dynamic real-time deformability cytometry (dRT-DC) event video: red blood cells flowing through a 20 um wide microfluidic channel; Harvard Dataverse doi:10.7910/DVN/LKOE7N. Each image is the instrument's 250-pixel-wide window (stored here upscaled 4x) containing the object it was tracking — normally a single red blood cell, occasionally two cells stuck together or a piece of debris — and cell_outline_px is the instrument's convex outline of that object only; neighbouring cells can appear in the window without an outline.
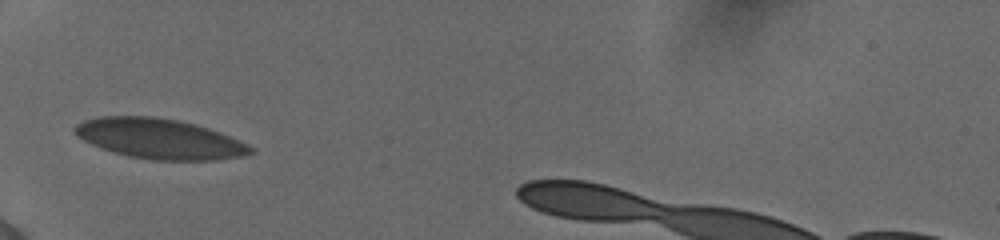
{"species": "human", "species_latin": "Homo sapiens", "temperature_condition": "cold", "stored_images_in_passage": 34, "camera_frame_rate_fps": 3000, "um_per_image_px": 0.085, "donor": {"sex": "female"}, "frame": {"image": 1, "passage_image": 1, "time_ms": 0.0, "image_size_px": [1000, 240], "cell_outline_px": [[252, 152], [244, 156], [216, 160], [152, 160], [128, 156], [100, 148], [76, 136], [72, 132], [72, 128], [76, 124], [84, 120], [100, 116], [152, 116], [180, 120], [196, 124], [220, 132], [252, 148]], "centroid_in_image_um": [13.48, 11.79], "position_along_channel_um": 71.5, "area_um2": 41.04}}
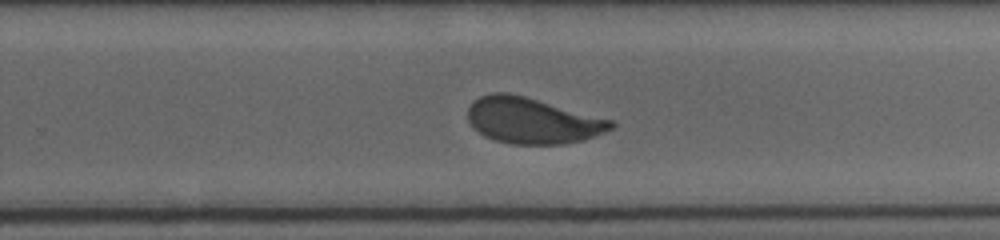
{"frame": {"image": 2, "passage_image": 18, "time_ms": 5.667, "image_size_px": [1000, 240], "cell_outline_px": [[616, 128], [584, 140], [564, 144], [508, 144], [484, 136], [468, 120], [468, 108], [472, 100], [480, 96], [492, 92], [508, 92], [524, 96], [612, 120], [616, 124]], "centroid_in_image_um": [45.25, 10.25], "position_along_channel_um": 284.5, "area_um2": 38.32}}
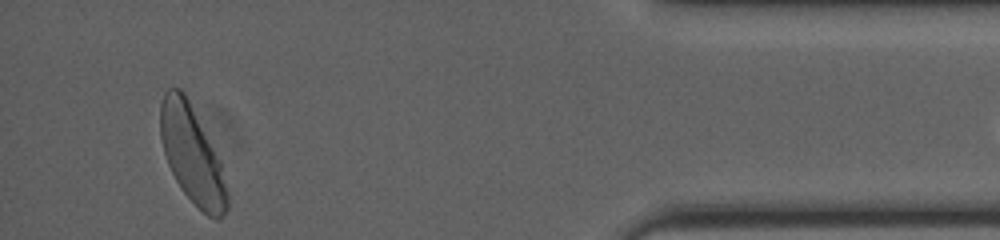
{"frame": {"image": 3, "passage_image": 32, "time_ms": 10.333, "image_size_px": [1000, 240], "cell_outline_px": [[228, 208], [220, 220], [216, 220], [208, 216], [180, 188], [168, 164], [164, 152], [160, 136], [160, 104], [164, 92], [168, 88], [180, 88], [184, 92], [220, 160], [228, 192]], "centroid_in_image_um": [16.32, 13.16], "position_along_channel_um": 418.9, "area_um2": 37.57}}